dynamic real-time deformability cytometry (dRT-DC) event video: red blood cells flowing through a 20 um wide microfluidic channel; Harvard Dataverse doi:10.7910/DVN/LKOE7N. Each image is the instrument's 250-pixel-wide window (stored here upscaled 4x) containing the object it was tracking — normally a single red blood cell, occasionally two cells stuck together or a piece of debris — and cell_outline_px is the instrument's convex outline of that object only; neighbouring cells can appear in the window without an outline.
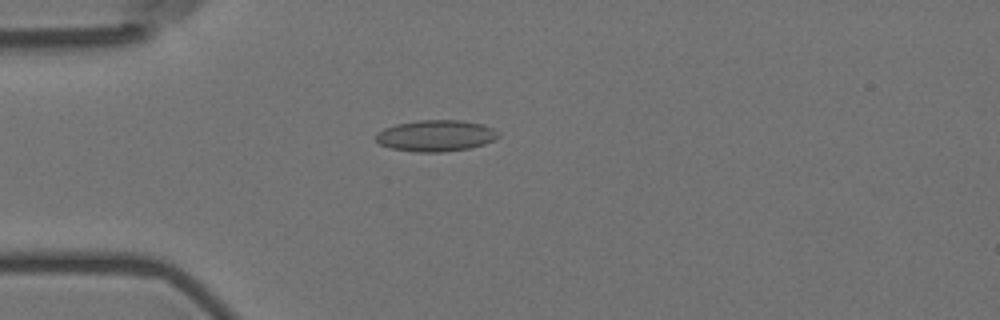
{"species": "Egyptian fruit bat (a non-hibernating species)", "species_latin": "Rousettus aegyptiacus", "temperature_condition": "room temperature", "stored_images_in_passage": 45, "camera_frame_rate_fps": 3000, "um_per_image_px": 0.085, "animal": {"sex": "female"}, "frame": {"image": 1, "passage_image": 4, "time_ms": 1.0, "image_size_px": [1000, 320], "cell_outline_px": [[500, 136], [496, 140], [484, 144], [468, 148], [444, 152], [416, 152], [392, 148], [380, 144], [376, 140], [376, 132], [384, 128], [396, 124], [420, 120], [460, 120], [480, 124], [492, 128], [500, 132]], "centroid_in_image_um": [37.06, 11.53], "position_along_channel_um": 47.9, "area_um2": 22.37}}
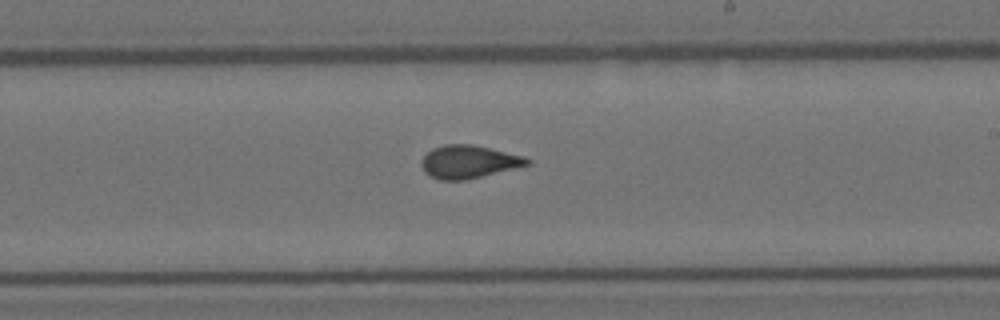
{"frame": {"image": 2, "passage_image": 22, "time_ms": 7.0, "image_size_px": [1000, 320], "cell_outline_px": [[532, 164], [464, 180], [440, 180], [428, 176], [424, 172], [420, 164], [420, 160], [432, 148], [444, 144], [472, 144], [524, 156], [532, 160]], "centroid_in_image_um": [39.81, 13.75], "position_along_channel_um": 249.2, "area_um2": 20.4}}
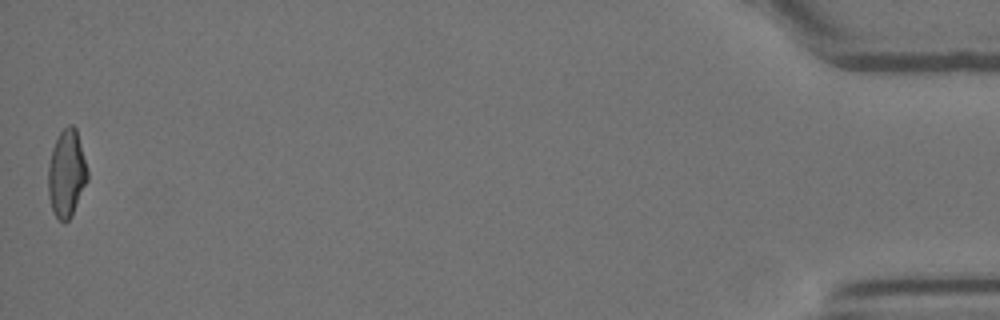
{"frame": {"image": 3, "passage_image": 45, "time_ms": 14.667, "image_size_px": [1000, 320], "cell_outline_px": [[88, 180], [72, 216], [64, 224], [52, 212], [48, 196], [48, 164], [52, 148], [60, 132], [68, 124], [72, 124], [76, 128], [88, 172]], "centroid_in_image_um": [5.65, 14.78], "position_along_channel_um": 429.6, "area_um2": 20.17}, "authors_computed_cell_mechanics": {"area_um2": 20.4034, "velocity_mm_per_s": 3.5828, "shape_relaxation_time_tau1_ms": null, "shape_relaxation_time_tau2_ms": 1.3919, "deformation_change_tau1": null, "deformation_change_tau2": 0.0611}}